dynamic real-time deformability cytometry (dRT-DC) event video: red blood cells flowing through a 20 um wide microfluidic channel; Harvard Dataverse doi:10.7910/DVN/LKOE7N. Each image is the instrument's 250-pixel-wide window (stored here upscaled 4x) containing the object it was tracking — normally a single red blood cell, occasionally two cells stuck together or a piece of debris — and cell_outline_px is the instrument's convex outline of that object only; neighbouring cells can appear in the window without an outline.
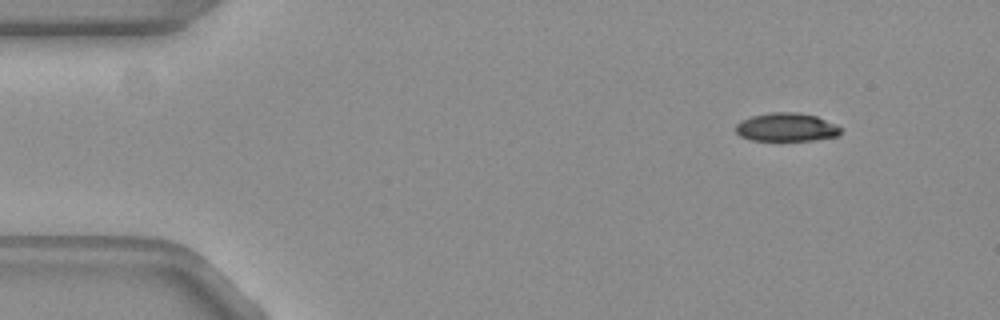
{"species": "common noctule bat (a hibernating species)", "species_latin": "Nyctalus noctula", "temperature_condition": "warm", "stored_images_in_passage": 50, "camera_frame_rate_fps": 3000, "um_per_image_px": 0.085, "animal": {"sex": "female", "body_mass_g": 19.3, "forearm_length_mm": 54.1}, "frame": {"image": 1, "passage_image": 1, "time_ms": 0.0, "image_size_px": [1000, 320], "cell_outline_px": [[840, 132], [836, 136], [812, 140], [752, 140], [740, 136], [736, 132], [736, 124], [740, 120], [752, 116], [768, 112], [796, 112], [816, 116], [836, 124], [840, 128]], "centroid_in_image_um": [66.81, 10.8], "position_along_channel_um": 18.2, "area_um2": 17.28}}
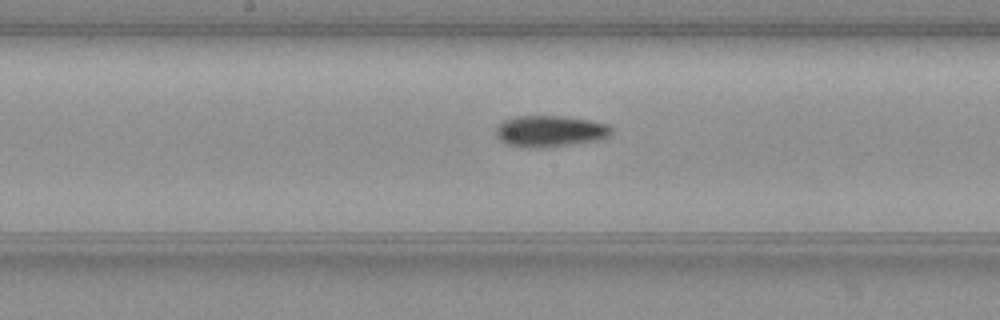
{"frame": {"image": 2, "passage_image": 23, "time_ms": 7.333, "image_size_px": [1000, 320], "cell_outline_px": [[612, 132], [608, 136], [600, 140], [572, 144], [540, 148], [528, 148], [508, 144], [500, 140], [496, 136], [496, 128], [504, 120], [516, 116], [560, 116], [592, 120], [608, 124], [612, 128]], "centroid_in_image_um": [46.77, 11.15], "position_along_channel_um": 201.4, "area_um2": 21.15}}
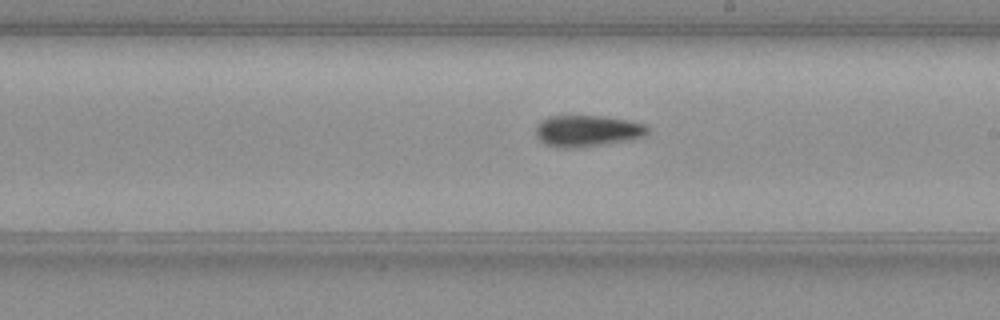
{"frame": {"image": 3, "passage_image": 26, "time_ms": 8.333, "image_size_px": [1000, 320], "cell_outline_px": [[648, 132], [644, 136], [632, 140], [572, 148], [556, 148], [544, 144], [536, 136], [536, 124], [540, 120], [548, 116], [600, 116], [628, 120], [648, 124]], "centroid_in_image_um": [49.9, 11.13], "position_along_channel_um": 239.1, "area_um2": 20.69}, "authors_computed_cell_mechanics": {"area_um2": 19.4786, "velocity_mm_per_s": 3.7826, "shape_relaxation_time_tau1_ms": 3.2579, "shape_relaxation_time_tau2_ms": null, "deformation_change_tau1": 0.1388, "deformation_change_tau2": null}}